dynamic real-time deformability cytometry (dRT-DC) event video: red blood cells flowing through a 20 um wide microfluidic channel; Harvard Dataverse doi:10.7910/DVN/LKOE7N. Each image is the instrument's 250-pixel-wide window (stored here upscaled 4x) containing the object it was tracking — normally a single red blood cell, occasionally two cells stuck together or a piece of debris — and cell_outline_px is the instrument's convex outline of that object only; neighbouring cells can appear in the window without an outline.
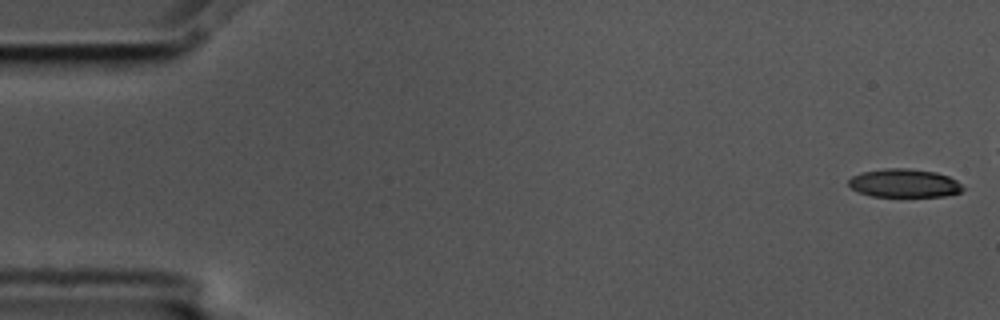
{"species": "common noctule bat (a hibernating species)", "species_latin": "Nyctalus noctula", "temperature_condition": "cold", "stored_images_in_passage": 6, "camera_frame_rate_fps": 3000, "um_per_image_px": 0.085, "animal": {"sex": "male", "body_mass_g": 17.5, "forearm_length_mm": 52.3}, "frame": {"image": 1, "passage_image": 1, "time_ms": 0.0, "image_size_px": [1000, 320], "cell_outline_px": [[964, 188], [960, 192], [944, 196], [872, 196], [860, 192], [852, 188], [848, 184], [848, 180], [852, 176], [860, 172], [884, 168], [908, 168], [936, 172], [948, 176], [956, 180]], "centroid_in_image_um": [76.84, 15.55], "position_along_channel_um": 8.2, "area_um2": 18.84}}